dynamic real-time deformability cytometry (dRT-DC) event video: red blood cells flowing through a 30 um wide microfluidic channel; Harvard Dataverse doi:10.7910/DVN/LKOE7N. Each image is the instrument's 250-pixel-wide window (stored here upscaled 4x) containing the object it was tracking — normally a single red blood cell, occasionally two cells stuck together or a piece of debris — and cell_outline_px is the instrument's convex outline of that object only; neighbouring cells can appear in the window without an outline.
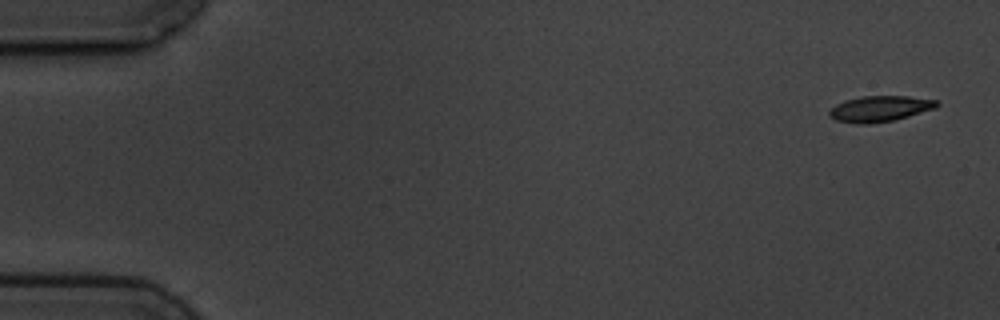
{"species": "common noctule bat (a hibernating species)", "species_latin": "Nyctalus noctula", "temperature_condition": "cold", "stored_images_in_passage": 5, "camera_frame_rate_fps": 3000, "um_per_image_px": 0.085, "animal": {"sex": "male", "body_mass_g": 19.5, "forearm_length_mm": 54.6}, "frame": {"image": 1, "passage_image": 1, "time_ms": 0.0, "image_size_px": [1000, 320], "cell_outline_px": [[940, 104], [936, 108], [908, 116], [892, 120], [868, 124], [856, 124], [836, 120], [828, 116], [828, 112], [836, 104], [844, 100], [864, 96], [908, 96], [936, 100]], "centroid_in_image_um": [74.77, 9.24], "position_along_channel_um": 10.2, "area_um2": 16.13}}